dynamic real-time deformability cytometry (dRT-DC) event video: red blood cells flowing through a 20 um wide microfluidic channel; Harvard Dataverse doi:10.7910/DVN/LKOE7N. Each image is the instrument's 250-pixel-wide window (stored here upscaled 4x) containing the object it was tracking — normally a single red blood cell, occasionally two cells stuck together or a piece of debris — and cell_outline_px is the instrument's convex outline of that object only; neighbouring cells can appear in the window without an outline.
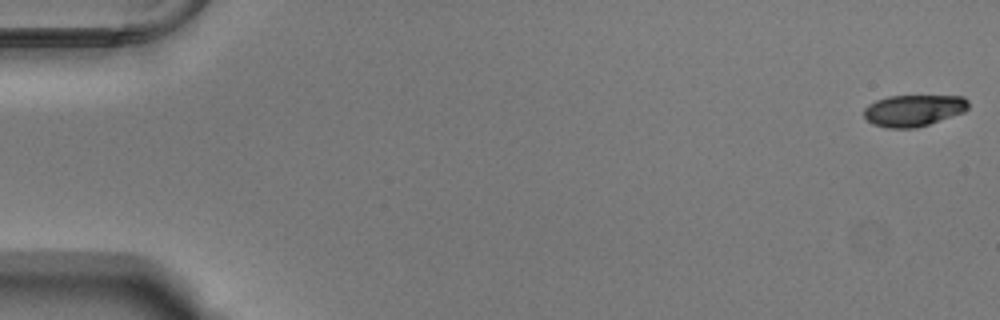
{"species": "Egyptian fruit bat (a non-hibernating species)", "species_latin": "Rousettus aegyptiacus", "temperature_condition": "warm", "stored_images_in_passage": 54, "camera_frame_rate_fps": 3000, "um_per_image_px": 0.085, "animal": {"sex": "male"}, "frame": {"image": 1, "passage_image": 1, "time_ms": 0.0, "image_size_px": [1000, 320], "cell_outline_px": [[968, 108], [964, 112], [916, 128], [888, 128], [872, 124], [864, 116], [864, 108], [868, 104], [876, 100], [888, 96], [964, 96], [968, 100]], "centroid_in_image_um": [77.64, 9.38], "position_along_channel_um": 7.4, "area_um2": 19.19}}
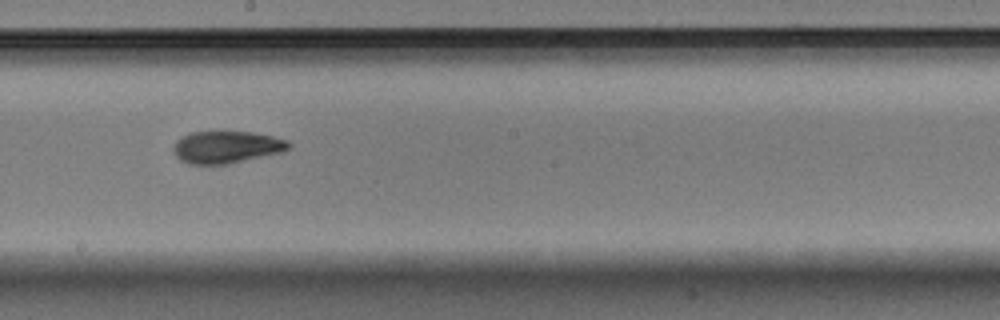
{"frame": {"image": 2, "passage_image": 31, "time_ms": 10.0, "image_size_px": [1000, 320], "cell_outline_px": [[292, 148], [284, 152], [228, 164], [188, 164], [180, 160], [176, 156], [172, 148], [176, 140], [192, 132], [252, 132], [272, 136], [288, 140], [292, 144]], "centroid_in_image_um": [19.3, 12.51], "position_along_channel_um": 228.9, "area_um2": 21.79}}
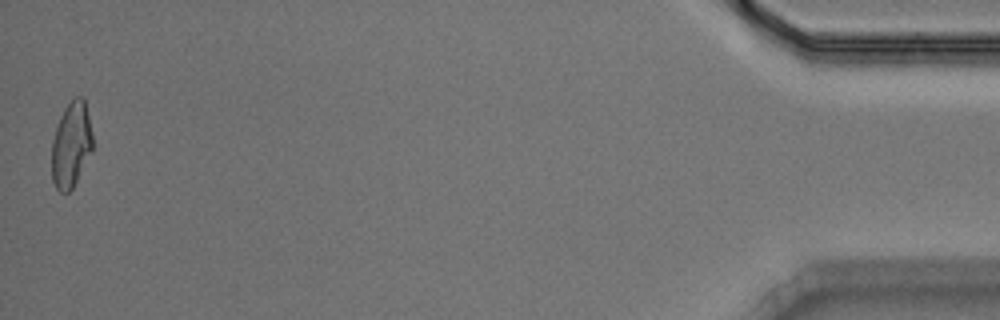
{"frame": {"image": 3, "passage_image": 54, "time_ms": 17.667, "image_size_px": [1000, 320], "cell_outline_px": [[92, 152], [72, 188], [68, 192], [60, 192], [56, 188], [52, 180], [52, 140], [60, 116], [64, 108], [76, 96], [84, 96], [92, 132]], "centroid_in_image_um": [6.05, 12.29], "position_along_channel_um": 429.1, "area_um2": 20.35}, "authors_computed_cell_mechanics": {"area_um2": 21.3571, "velocity_mm_per_s": 3.7797, "shape_relaxation_time_tau1_ms": 5.3608, "shape_relaxation_time_tau2_ms": 3.4039, "deformation_change_tau1": 0.1777, "deformation_change_tau2": 0.0972}}